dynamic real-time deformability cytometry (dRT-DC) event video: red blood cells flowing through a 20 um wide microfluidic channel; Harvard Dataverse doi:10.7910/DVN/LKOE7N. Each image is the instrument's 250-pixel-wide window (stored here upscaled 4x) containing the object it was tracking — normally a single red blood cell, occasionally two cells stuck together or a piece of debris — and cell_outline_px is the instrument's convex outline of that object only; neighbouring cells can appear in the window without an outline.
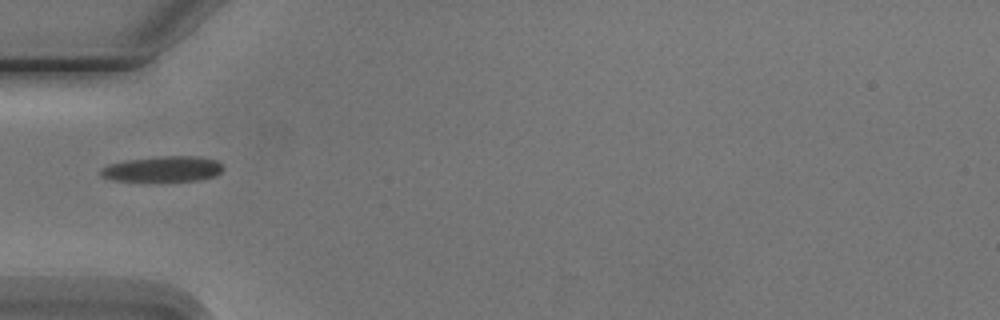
{"species": "Egyptian fruit bat (a non-hibernating species)", "species_latin": "Rousettus aegyptiacus", "temperature_condition": "cold", "stored_images_in_passage": 5, "camera_frame_rate_fps": 3000, "um_per_image_px": 0.085, "animal": {"sex": "male"}, "frame": {"image": 1, "passage_image": 2, "time_ms": 1.333, "image_size_px": [1000, 320], "cell_outline_px": [[220, 172], [216, 176], [200, 180], [112, 180], [100, 176], [100, 168], [108, 164], [124, 160], [164, 156], [196, 156], [216, 160], [220, 164]], "centroid_in_image_um": [13.79, 14.35], "position_along_channel_um": 71.2, "area_um2": 17.92}}
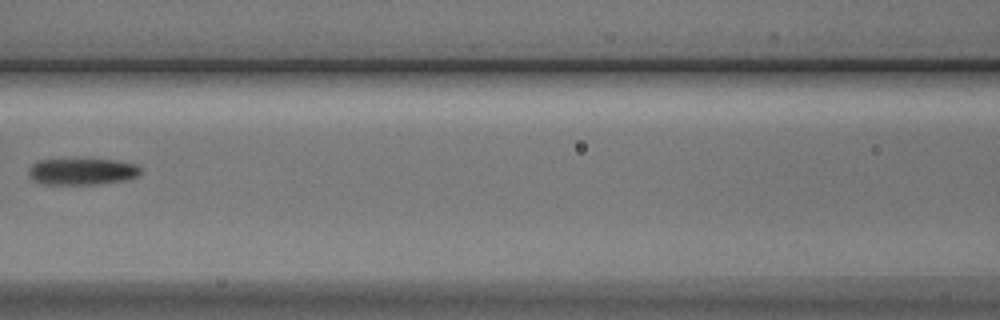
{"frame": {"image": 2, "passage_image": 4, "time_ms": 3.667, "image_size_px": [1000, 320], "cell_outline_px": [[140, 172], [136, 176], [124, 180], [100, 184], [44, 184], [32, 180], [28, 176], [28, 168], [32, 164], [40, 160], [112, 160], [136, 164], [140, 168]], "centroid_in_image_um": [6.93, 14.59], "position_along_channel_um": 159.7, "area_um2": 17.11}}
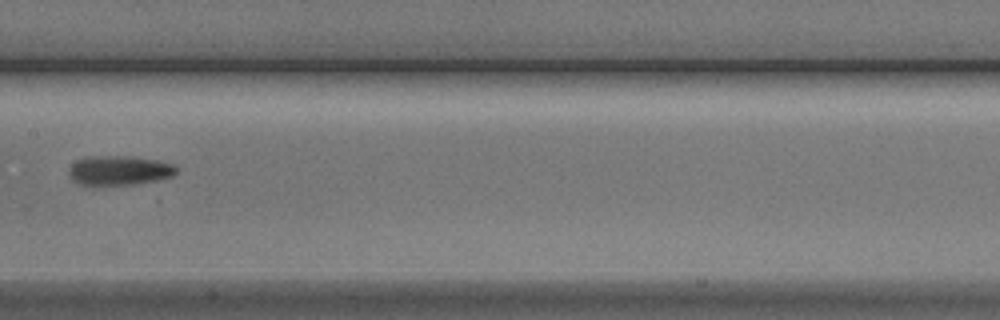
{"frame": {"image": 3, "passage_image": 5, "time_ms": 4.667, "image_size_px": [1000, 320], "cell_outline_px": [[176, 172], [172, 176], [156, 180], [136, 184], [80, 184], [72, 180], [68, 176], [68, 168], [76, 160], [88, 156], [128, 156], [156, 160], [172, 164], [176, 168]], "centroid_in_image_um": [10.08, 14.47], "position_along_channel_um": 197.3, "area_um2": 18.26}}